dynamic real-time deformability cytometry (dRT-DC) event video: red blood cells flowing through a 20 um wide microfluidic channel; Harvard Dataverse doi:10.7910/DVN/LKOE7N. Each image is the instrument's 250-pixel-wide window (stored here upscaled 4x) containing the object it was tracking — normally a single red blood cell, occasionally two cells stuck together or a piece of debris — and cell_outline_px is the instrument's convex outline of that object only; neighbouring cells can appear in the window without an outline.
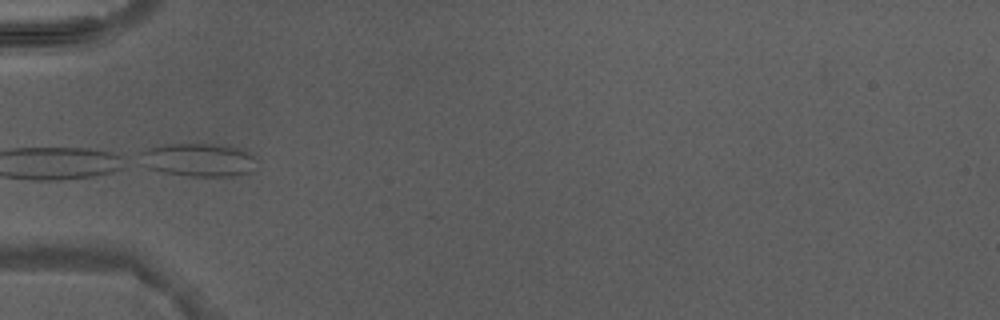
{"species": "Egyptian fruit bat (a non-hibernating species)", "species_latin": "Rousettus aegyptiacus", "temperature_condition": "warm", "stored_images_in_passage": 3, "camera_frame_rate_fps": 3000, "um_per_image_px": 0.085, "animal": {"sex": "male"}, "frame": {"image": 1, "passage_image": 3, "time_ms": 3.333, "image_size_px": [1000, 320], "cell_outline_px": [[256, 160], [248, 172], [232, 176], [188, 176], [164, 172], [148, 168], [144, 164], [140, 152], [148, 148], [164, 144], [228, 144], [244, 148], [256, 156]], "centroid_in_image_um": [16.92, 13.56], "position_along_channel_um": 68.1, "area_um2": 22.66}}